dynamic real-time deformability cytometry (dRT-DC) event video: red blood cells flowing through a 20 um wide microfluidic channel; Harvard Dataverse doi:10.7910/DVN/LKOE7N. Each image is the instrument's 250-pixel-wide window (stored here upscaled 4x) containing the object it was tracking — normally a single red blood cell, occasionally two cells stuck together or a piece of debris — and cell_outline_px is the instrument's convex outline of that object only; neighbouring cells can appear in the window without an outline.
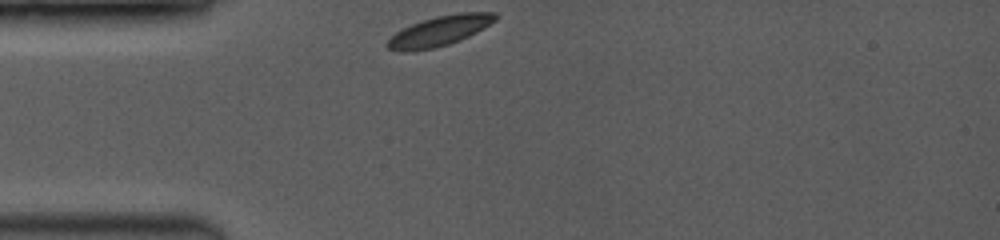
{"species": "common noctule bat (a hibernating species)", "species_latin": "Nyctalus noctula", "temperature_condition": "room temperature", "stored_images_in_passage": 35, "camera_frame_rate_fps": 3500, "um_per_image_px": 0.085, "animal": {"sex": "female", "body_mass_g": 19.0, "forearm_length_mm": 53.3}, "frame": {"image": 1, "passage_image": 1, "time_ms": 0.0, "image_size_px": [1000, 240], "cell_outline_px": [[500, 16], [496, 20], [484, 28], [460, 40], [436, 48], [412, 52], [404, 52], [388, 48], [384, 44], [396, 32], [412, 24], [436, 16], [460, 12], [496, 12]], "centroid_in_image_um": [37.38, 2.63], "position_along_channel_um": 47.6, "area_um2": 18.96}}
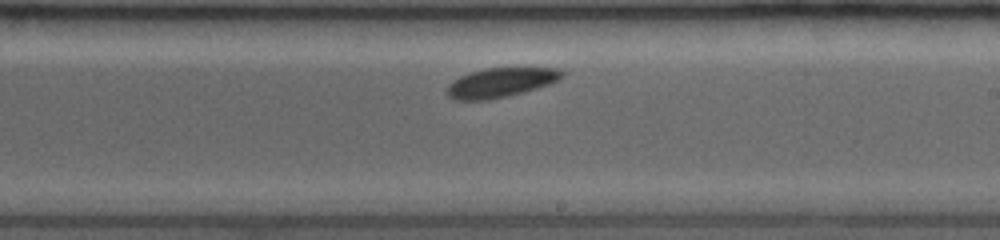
{"frame": {"image": 2, "passage_image": 20, "time_ms": 5.429, "image_size_px": [1000, 240], "cell_outline_px": [[564, 76], [560, 80], [536, 88], [488, 100], [456, 100], [448, 96], [444, 92], [448, 84], [460, 76], [484, 68], [516, 64], [560, 68], [564, 72]], "centroid_in_image_um": [42.62, 6.94], "position_along_channel_um": 246.4, "area_um2": 20.69}}
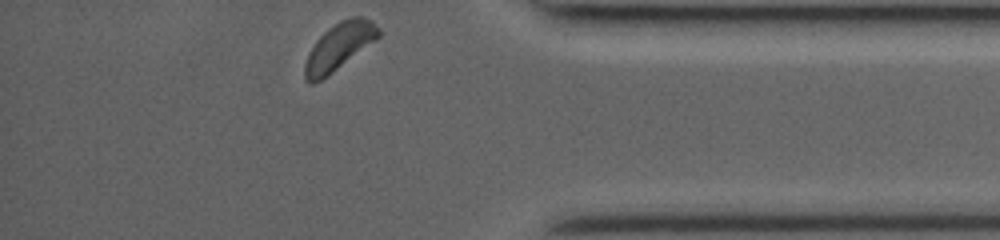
{"frame": {"image": 3, "passage_image": 35, "time_ms": 9.714, "image_size_px": [1000, 240], "cell_outline_px": [[380, 36], [376, 40], [328, 76], [312, 84], [308, 84], [304, 80], [304, 64], [308, 52], [316, 40], [328, 28], [340, 20], [352, 16], [360, 16], [372, 20], [380, 28]], "centroid_in_image_um": [28.81, 3.96], "position_along_channel_um": 406.4, "area_um2": 20.46}, "authors_computed_cell_mechanics": {"area_um2": 19.5942, "velocity_mm_per_s": 3.9457, "shape_relaxation_time_tau1_ms": 1.4612, "shape_relaxation_time_tau2_ms": null, "deformation_change_tau1": 0.063, "deformation_change_tau2": null}}